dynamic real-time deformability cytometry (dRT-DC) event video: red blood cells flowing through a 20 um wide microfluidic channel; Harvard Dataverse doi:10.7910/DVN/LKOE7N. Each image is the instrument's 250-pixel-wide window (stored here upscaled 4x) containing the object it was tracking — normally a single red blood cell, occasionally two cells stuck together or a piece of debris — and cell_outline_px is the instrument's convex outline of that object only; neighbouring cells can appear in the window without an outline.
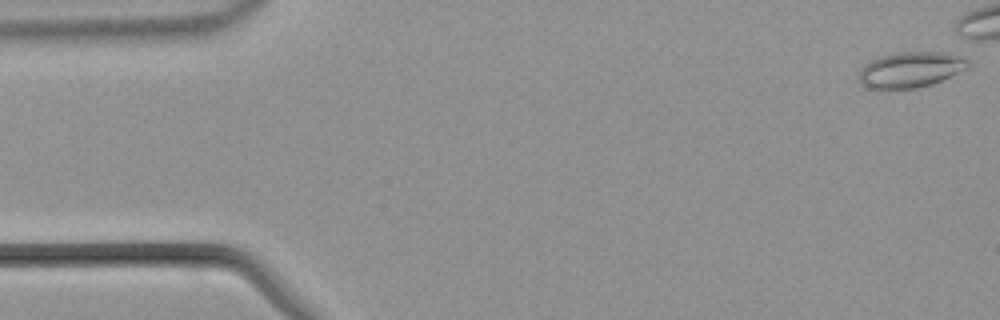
{"species": "common noctule bat (a hibernating species)", "species_latin": "Nyctalus noctula", "temperature_condition": "warm", "stored_images_in_passage": 34, "camera_frame_rate_fps": 3000, "um_per_image_px": 0.085, "animal": {"sex": "male", "body_mass_g": 21.5, "forearm_length_mm": 52.0}, "frame": {"image": 1, "passage_image": 1, "time_ms": 0.0, "image_size_px": [1000, 320], "cell_outline_px": [[972, 64], [968, 68], [932, 84], [916, 88], [868, 88], [860, 84], [860, 68], [864, 64], [880, 56], [900, 52], [944, 52], [964, 56]], "centroid_in_image_um": [77.43, 5.91], "position_along_channel_um": 7.6, "area_um2": 22.66}}
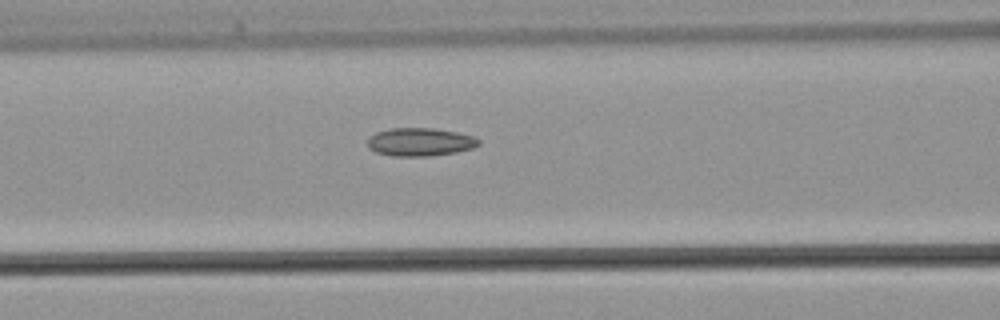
{"frame": {"image": 2, "passage_image": 17, "time_ms": 5.333, "image_size_px": [1000, 320], "cell_outline_px": [[480, 144], [472, 148], [456, 152], [432, 156], [392, 156], [376, 152], [368, 148], [368, 136], [376, 132], [388, 128], [436, 128], [476, 136], [480, 140]], "centroid_in_image_um": [35.7, 12.06], "position_along_channel_um": 130.9, "area_um2": 18.5}}
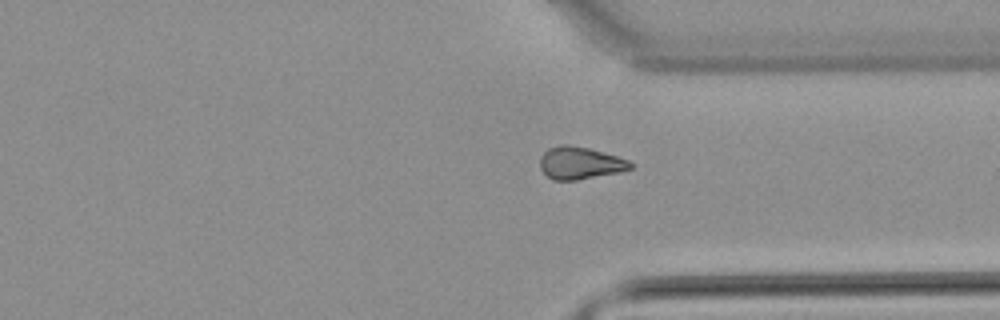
{"frame": {"image": 3, "passage_image": 32, "time_ms": 10.333, "image_size_px": [1000, 320], "cell_outline_px": [[632, 168], [620, 172], [576, 180], [552, 180], [540, 168], [540, 156], [548, 148], [560, 144], [568, 144], [588, 148], [616, 156], [628, 160], [632, 164]], "centroid_in_image_um": [49.27, 13.85], "position_along_channel_um": 362.1, "area_um2": 16.99}}